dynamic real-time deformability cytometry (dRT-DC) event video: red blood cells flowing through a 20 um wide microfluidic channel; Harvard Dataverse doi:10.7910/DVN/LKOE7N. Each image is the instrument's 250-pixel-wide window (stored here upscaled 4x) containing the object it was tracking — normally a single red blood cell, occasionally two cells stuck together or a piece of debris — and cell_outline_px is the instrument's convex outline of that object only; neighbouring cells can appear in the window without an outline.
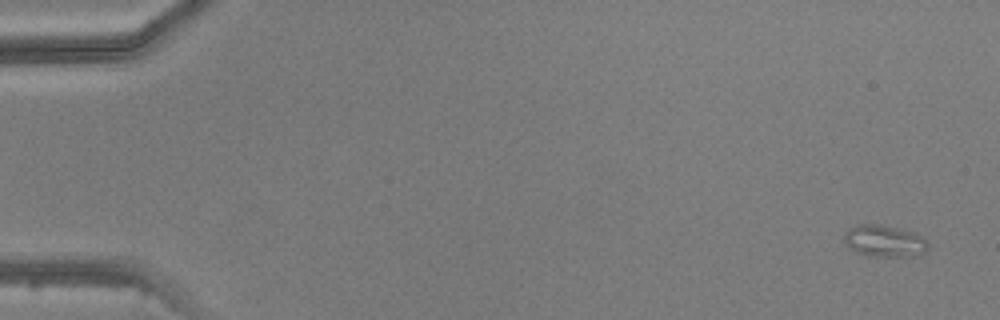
{"species": "common noctule bat (a hibernating species)", "species_latin": "Nyctalus noctula", "temperature_condition": "warm", "stored_images_in_passage": 3, "camera_frame_rate_fps": 3000, "um_per_image_px": 0.085, "animal": {"sex": "male", "body_mass_g": 20.5, "forearm_length_mm": 52.5}, "frame": {"image": 1, "passage_image": 1, "time_ms": 0.0, "image_size_px": [1000, 320], "cell_outline_px": [[928, 248], [924, 252], [916, 256], [872, 256], [856, 252], [848, 248], [844, 240], [844, 232], [848, 228], [856, 224], [880, 224], [900, 228], [916, 232], [928, 244]], "centroid_in_image_um": [75.14, 20.47], "position_along_channel_um": 9.9, "area_um2": 15.72}}